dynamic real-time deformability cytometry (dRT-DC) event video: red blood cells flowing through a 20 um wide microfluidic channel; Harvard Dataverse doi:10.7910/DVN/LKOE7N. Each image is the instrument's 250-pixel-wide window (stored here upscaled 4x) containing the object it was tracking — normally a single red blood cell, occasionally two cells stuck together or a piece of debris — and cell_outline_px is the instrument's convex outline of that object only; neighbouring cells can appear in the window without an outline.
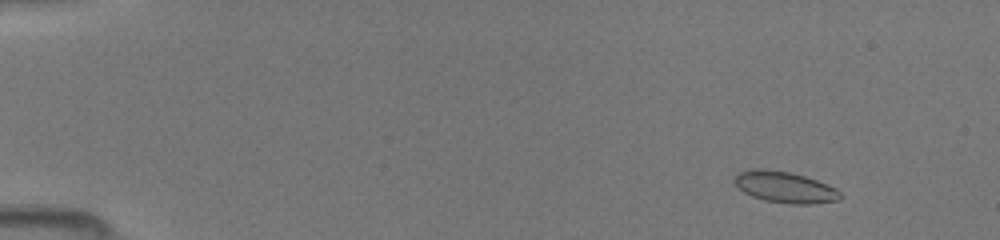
{"species": "common noctule bat (a hibernating species)", "species_latin": "Nyctalus noctula", "temperature_condition": "room temperature", "stored_images_in_passage": 50, "camera_frame_rate_fps": 3000, "um_per_image_px": 0.085, "animal": {"sex": "female", "body_mass_g": 19.5, "forearm_length_mm": 54.1}, "frame": {"image": 1, "passage_image": 6, "time_ms": 1.667, "image_size_px": [1000, 240], "cell_outline_px": [[844, 196], [840, 200], [812, 204], [788, 204], [764, 200], [752, 196], [744, 192], [732, 180], [736, 172], [752, 168], [760, 168], [792, 172], [828, 184], [836, 188]], "centroid_in_image_um": [66.71, 15.9], "position_along_channel_um": 18.3, "area_um2": 19.59}}
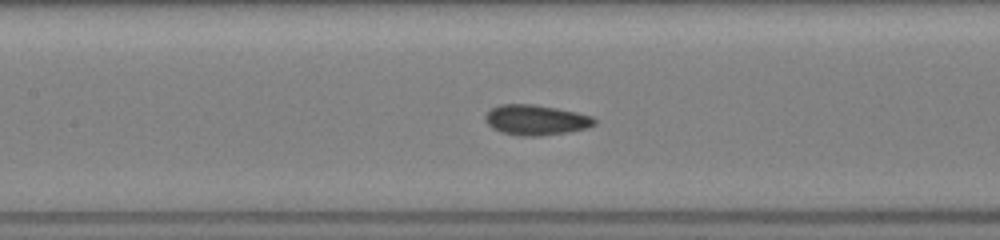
{"frame": {"image": 2, "passage_image": 25, "time_ms": 8.0, "image_size_px": [1000, 240], "cell_outline_px": [[596, 124], [588, 128], [568, 132], [540, 136], [516, 136], [500, 132], [492, 128], [484, 120], [484, 116], [492, 108], [500, 104], [532, 104], [556, 108], [576, 112], [592, 116], [596, 120]], "centroid_in_image_um": [45.54, 10.21], "position_along_channel_um": 161.9, "area_um2": 19.42}}
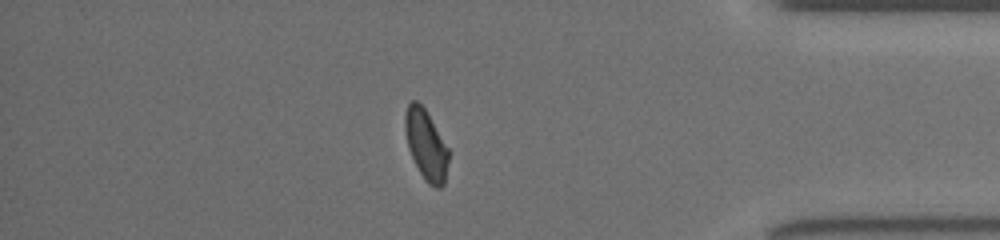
{"frame": {"image": 3, "passage_image": 44, "time_ms": 14.333, "image_size_px": [1000, 240], "cell_outline_px": [[448, 160], [444, 184], [440, 188], [436, 188], [428, 184], [424, 180], [408, 148], [404, 128], [404, 116], [408, 104], [412, 100], [416, 100], [424, 108], [448, 148]], "centroid_in_image_um": [36.19, 12.32], "position_along_channel_um": 399.0, "area_um2": 17.51}}